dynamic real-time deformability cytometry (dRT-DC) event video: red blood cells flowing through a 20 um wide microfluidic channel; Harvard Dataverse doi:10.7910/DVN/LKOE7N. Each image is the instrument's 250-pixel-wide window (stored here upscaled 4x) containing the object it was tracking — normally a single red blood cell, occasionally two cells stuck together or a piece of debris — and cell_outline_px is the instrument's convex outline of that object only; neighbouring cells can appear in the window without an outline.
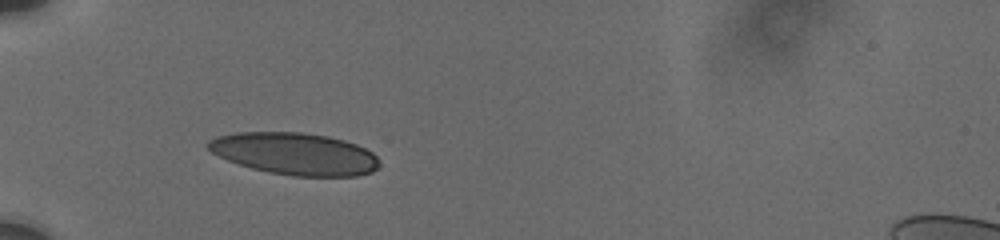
{"species": "human", "species_latin": "Homo sapiens", "temperature_condition": "cold", "stored_images_in_passage": 7, "camera_frame_rate_fps": 3000, "um_per_image_px": 0.085, "donor": {"sex": "male"}, "frame": {"image": 1, "passage_image": 1, "time_ms": 0.0, "image_size_px": [1000, 240], "cell_outline_px": [[380, 164], [372, 172], [356, 176], [292, 176], [268, 172], [252, 168], [228, 160], [212, 152], [204, 144], [208, 140], [216, 136], [236, 132], [304, 132], [328, 136], [344, 140], [356, 144], [372, 152], [376, 156]], "centroid_in_image_um": [25.05, 13.06], "position_along_channel_um": 60.0, "area_um2": 42.08}}
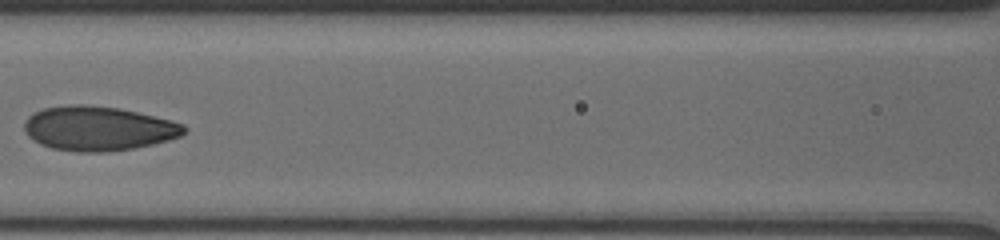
{"frame": {"image": 2, "passage_image": 5, "time_ms": 3.0, "image_size_px": [1000, 240], "cell_outline_px": [[188, 128], [180, 136], [168, 140], [152, 144], [132, 148], [108, 152], [76, 152], [52, 148], [40, 144], [32, 140], [24, 132], [24, 124], [28, 116], [44, 108], [72, 104], [84, 104], [120, 108], [172, 120], [184, 124]], "centroid_in_image_um": [8.35, 10.92], "position_along_channel_um": 158.3, "area_um2": 41.5}}
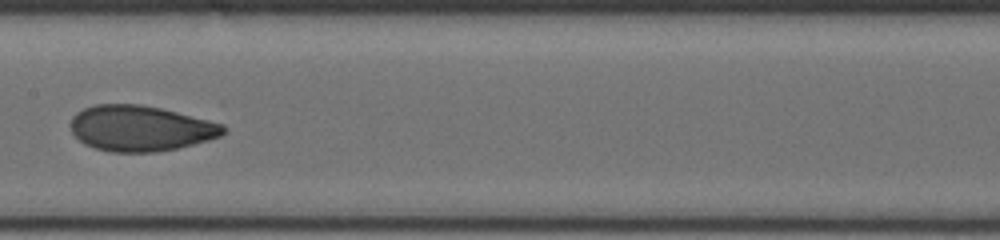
{"frame": {"image": 3, "passage_image": 6, "time_ms": 4.0, "image_size_px": [1000, 240], "cell_outline_px": [[228, 128], [220, 136], [208, 140], [176, 148], [156, 152], [112, 152], [96, 148], [84, 144], [72, 132], [72, 116], [76, 112], [84, 108], [96, 104], [140, 104], [160, 108], [224, 124]], "centroid_in_image_um": [11.94, 10.9], "position_along_channel_um": 195.5, "area_um2": 40.34}}